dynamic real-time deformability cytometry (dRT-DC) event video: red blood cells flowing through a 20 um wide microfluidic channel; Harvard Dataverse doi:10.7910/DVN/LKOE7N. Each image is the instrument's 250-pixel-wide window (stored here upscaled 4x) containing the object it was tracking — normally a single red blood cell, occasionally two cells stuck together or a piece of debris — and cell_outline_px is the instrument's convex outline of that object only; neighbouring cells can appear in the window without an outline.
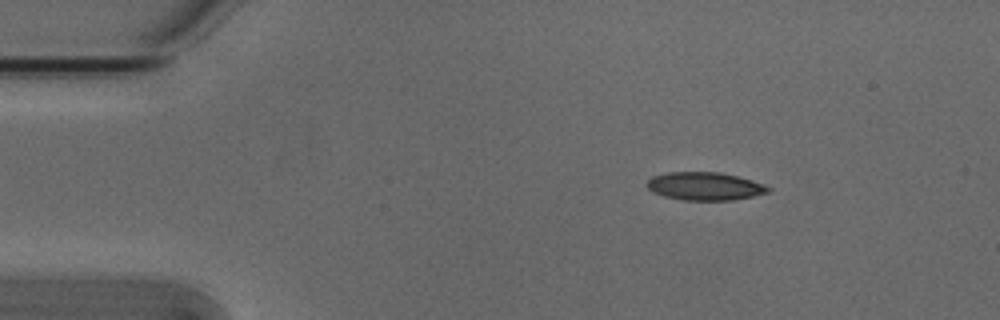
{"species": "Egyptian fruit bat (a non-hibernating species)", "species_latin": "Rousettus aegyptiacus", "temperature_condition": "cold", "stored_images_in_passage": 3, "camera_frame_rate_fps": 3000, "um_per_image_px": 0.085, "animal": {"sex": "male"}, "frame": {"image": 1, "passage_image": 1, "time_ms": 0.0, "image_size_px": [1000, 320], "cell_outline_px": [[772, 188], [768, 192], [736, 200], [680, 200], [664, 196], [652, 192], [644, 184], [652, 176], [668, 172], [720, 172], [752, 180], [764, 184]], "centroid_in_image_um": [59.88, 15.83], "position_along_channel_um": 25.1, "area_um2": 19.94}}
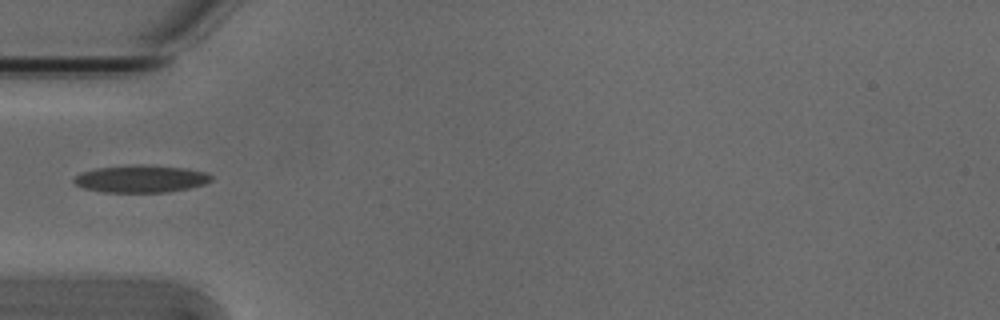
{"frame": {"image": 2, "passage_image": 3, "time_ms": 0.667, "image_size_px": [1000, 320], "cell_outline_px": [[212, 180], [204, 184], [188, 188], [168, 192], [104, 192], [84, 188], [76, 184], [72, 180], [80, 172], [96, 168], [132, 164], [148, 164], [184, 168], [208, 172], [212, 176]], "centroid_in_image_um": [11.98, 15.18], "position_along_channel_um": 73.0, "area_um2": 22.08}}